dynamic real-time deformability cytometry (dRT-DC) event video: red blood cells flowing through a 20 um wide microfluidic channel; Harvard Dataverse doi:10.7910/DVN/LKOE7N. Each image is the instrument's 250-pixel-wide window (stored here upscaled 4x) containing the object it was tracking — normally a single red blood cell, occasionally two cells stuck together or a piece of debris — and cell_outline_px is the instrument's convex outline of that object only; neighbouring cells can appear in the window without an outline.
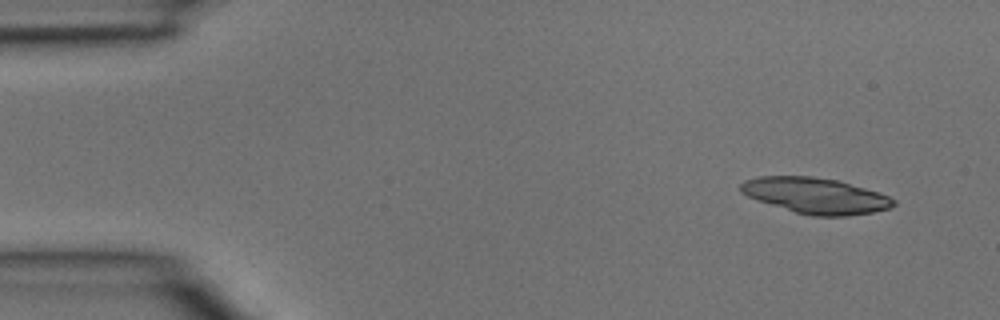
{"species": "common noctule bat (a hibernating species)", "species_latin": "Nyctalus noctula", "temperature_condition": "room temperature", "stored_images_in_passage": 4, "camera_frame_rate_fps": 3000, "um_per_image_px": 0.085, "animal": {"sex": "male", "body_mass_g": 15.6}, "frame": {"image": 1, "passage_image": 1, "time_ms": 0.0, "image_size_px": [1000, 320], "cell_outline_px": [[896, 204], [888, 208], [872, 212], [848, 216], [812, 216], [796, 212], [756, 200], [740, 192], [740, 184], [744, 180], [760, 176], [812, 176], [836, 180], [864, 188], [888, 196], [896, 200]], "centroid_in_image_um": [69.29, 16.63], "position_along_channel_um": 15.7, "area_um2": 31.62}}
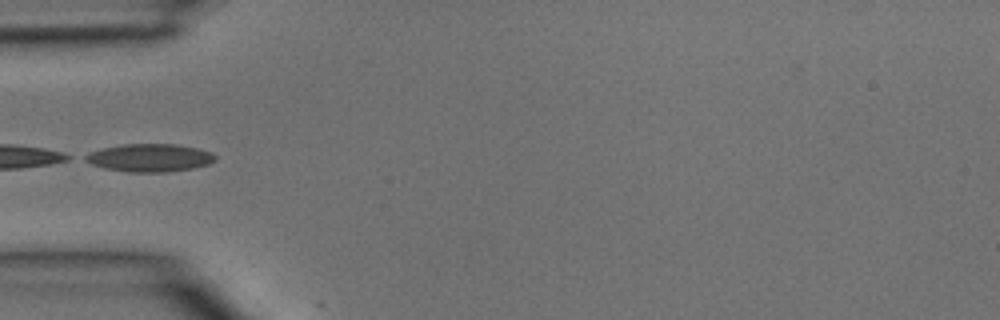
{"frame": {"image": 2, "passage_image": 4, "time_ms": 1.0, "image_size_px": [1000, 320], "cell_outline_px": [[216, 160], [208, 164], [192, 168], [168, 172], [128, 172], [104, 168], [92, 164], [84, 160], [80, 156], [88, 152], [104, 148], [124, 144], [176, 144], [196, 148], [212, 152], [216, 156]], "centroid_in_image_um": [12.69, 13.41], "position_along_channel_um": 72.3, "area_um2": 21.21}}